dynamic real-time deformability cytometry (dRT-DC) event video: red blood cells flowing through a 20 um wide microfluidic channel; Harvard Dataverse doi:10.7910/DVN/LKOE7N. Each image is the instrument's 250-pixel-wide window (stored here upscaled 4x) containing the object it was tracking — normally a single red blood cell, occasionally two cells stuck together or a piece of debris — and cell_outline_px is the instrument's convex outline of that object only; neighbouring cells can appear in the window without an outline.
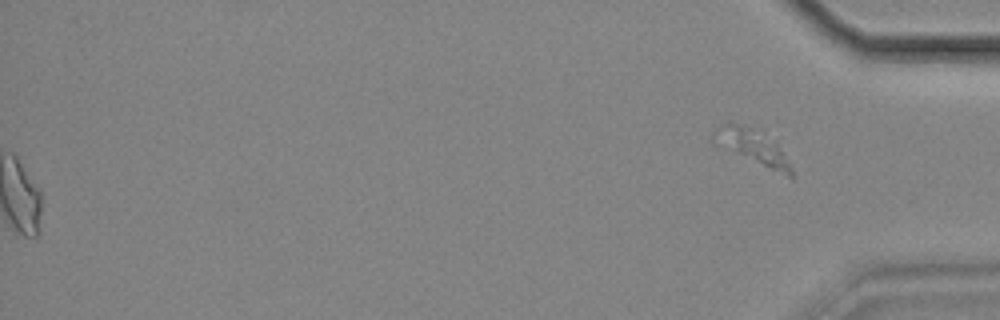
{"species": "common noctule bat (a hibernating species)", "species_latin": "Nyctalus noctula", "temperature_condition": "cold", "stored_images_in_passage": 58, "segment_of_instrument_passage": [2, 2], "camera_frame_rate_fps": 3000, "um_per_image_px": 0.085, "animal": {"sex": "female", "body_mass_g": 18.4}, "frame": {"image": 1, "passage_image": 58, "time_ms": 19.0, "image_size_px": [1000, 320], "cell_outline_px": [[792, 180], [712, 144], [708, 140], [712, 132], [716, 128], [728, 120], [764, 128], [776, 140], [792, 168]], "centroid_in_image_um": [63.92, 12.42], "position_along_channel_um": 371.3, "area_um2": 17.63}}